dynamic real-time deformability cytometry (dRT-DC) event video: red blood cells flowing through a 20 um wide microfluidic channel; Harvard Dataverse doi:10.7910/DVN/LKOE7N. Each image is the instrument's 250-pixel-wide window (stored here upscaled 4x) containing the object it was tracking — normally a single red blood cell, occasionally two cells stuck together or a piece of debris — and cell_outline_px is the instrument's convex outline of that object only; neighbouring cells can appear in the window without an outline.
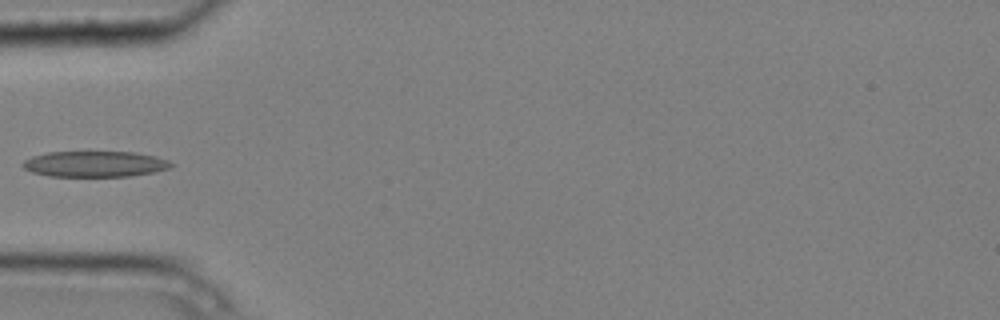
{"species": "common noctule bat (a hibernating species)", "species_latin": "Nyctalus noctula", "temperature_condition": "cold", "stored_images_in_passage": 5, "camera_frame_rate_fps": 3000, "um_per_image_px": 0.085, "animal": {"sex": "male", "body_mass_g": 20.4}, "frame": {"image": 1, "passage_image": 5, "time_ms": 1.333, "image_size_px": [1000, 320], "cell_outline_px": [[172, 168], [152, 172], [128, 176], [48, 176], [32, 172], [24, 168], [20, 164], [24, 160], [32, 156], [48, 152], [136, 152], [156, 156], [168, 160], [172, 164]], "centroid_in_image_um": [8.05, 13.93], "position_along_channel_um": 77.0, "area_um2": 22.31}}